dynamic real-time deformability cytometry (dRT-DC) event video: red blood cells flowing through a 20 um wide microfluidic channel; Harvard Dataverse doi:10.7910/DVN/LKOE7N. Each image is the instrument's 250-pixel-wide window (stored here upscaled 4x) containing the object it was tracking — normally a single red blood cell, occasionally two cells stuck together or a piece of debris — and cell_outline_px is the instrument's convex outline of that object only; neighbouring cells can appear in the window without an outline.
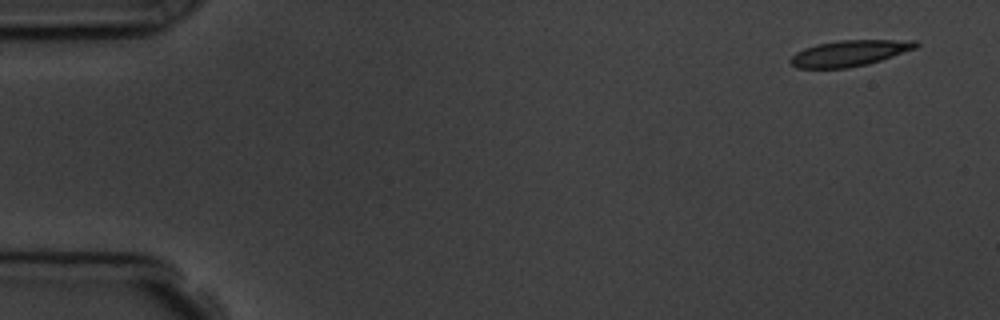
{"species": "common noctule bat (a hibernating species)", "species_latin": "Nyctalus noctula", "temperature_condition": "room temperature", "stored_images_in_passage": 4, "camera_frame_rate_fps": 3000, "um_per_image_px": 0.085, "animal": {"sex": "male", "body_mass_g": 19.5, "forearm_length_mm": 54.6}, "frame": {"image": 1, "passage_image": 1, "time_ms": 0.0, "image_size_px": [1000, 320], "cell_outline_px": [[920, 44], [916, 48], [868, 64], [848, 68], [796, 68], [788, 60], [796, 52], [804, 48], [816, 44], [840, 40], [916, 40]], "centroid_in_image_um": [72.19, 4.52], "position_along_channel_um": 12.8, "area_um2": 18.96}}
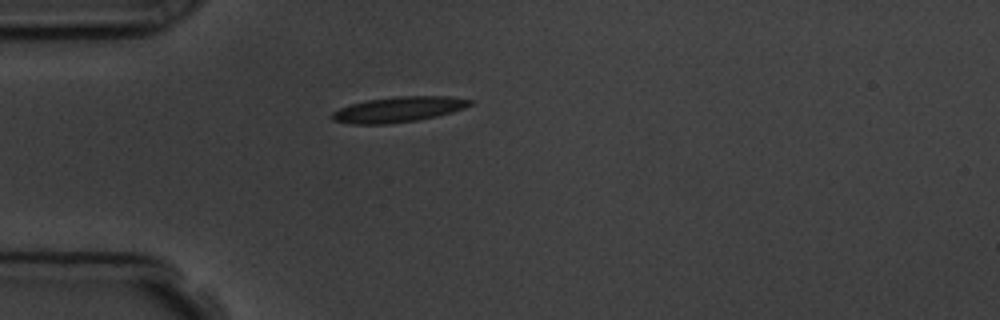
{"frame": {"image": 2, "passage_image": 4, "time_ms": 4.0, "image_size_px": [1000, 320], "cell_outline_px": [[472, 104], [464, 108], [452, 112], [436, 116], [416, 120], [388, 124], [352, 124], [332, 120], [332, 112], [340, 108], [352, 104], [368, 100], [396, 96], [452, 96], [472, 100]], "centroid_in_image_um": [33.89, 9.3], "position_along_channel_um": 51.1, "area_um2": 20.29}}